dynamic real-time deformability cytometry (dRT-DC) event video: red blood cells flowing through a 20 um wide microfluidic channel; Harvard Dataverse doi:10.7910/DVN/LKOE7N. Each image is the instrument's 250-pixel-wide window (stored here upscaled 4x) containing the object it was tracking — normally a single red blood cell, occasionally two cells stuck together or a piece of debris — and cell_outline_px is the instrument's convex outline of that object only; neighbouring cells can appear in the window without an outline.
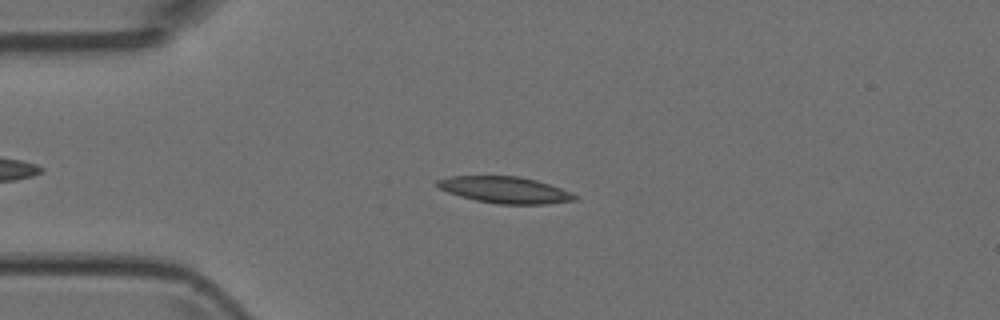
{"species": "Egyptian fruit bat (a non-hibernating species)", "species_latin": "Rousettus aegyptiacus", "temperature_condition": "room temperature", "stored_images_in_passage": 4, "camera_frame_rate_fps": 3000, "um_per_image_px": 0.085, "animal": {"sex": "female"}, "frame": {"image": 1, "passage_image": 2, "time_ms": 0.333, "image_size_px": [1000, 320], "cell_outline_px": [[580, 196], [576, 200], [544, 204], [496, 204], [476, 200], [460, 196], [448, 192], [440, 188], [436, 184], [436, 180], [448, 176], [520, 176], [536, 180], [572, 192]], "centroid_in_image_um": [42.94, 16.14], "position_along_channel_um": 42.1, "area_um2": 21.27}}
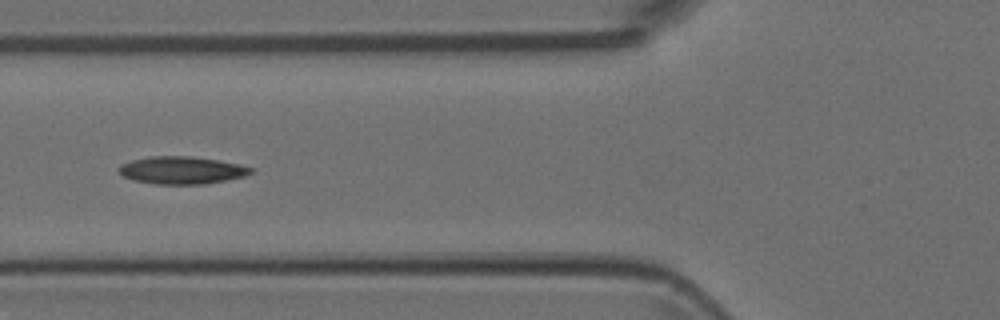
{"frame": {"image": 2, "passage_image": 4, "time_ms": 1.0, "image_size_px": [1000, 320], "cell_outline_px": [[256, 172], [244, 176], [228, 180], [204, 184], [156, 184], [132, 180], [120, 176], [116, 168], [120, 164], [132, 160], [148, 156], [192, 156], [240, 164], [256, 168]], "centroid_in_image_um": [15.44, 14.47], "position_along_channel_um": 110.4, "area_um2": 21.62}}